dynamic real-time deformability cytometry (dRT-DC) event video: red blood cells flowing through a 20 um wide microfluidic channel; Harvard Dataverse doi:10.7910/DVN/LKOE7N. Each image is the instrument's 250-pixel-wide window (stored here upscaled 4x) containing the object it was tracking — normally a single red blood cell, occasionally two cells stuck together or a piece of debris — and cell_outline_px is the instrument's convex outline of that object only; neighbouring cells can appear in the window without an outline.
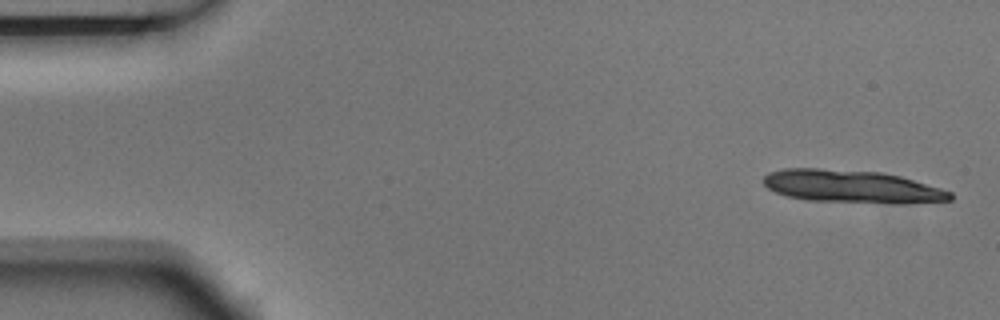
{"species": "Egyptian fruit bat (a non-hibernating species)", "species_latin": "Rousettus aegyptiacus", "temperature_condition": "room temperature", "stored_images_in_passage": 3, "camera_frame_rate_fps": 3000, "um_per_image_px": 0.085, "animal": {"sex": "male"}, "frame": {"image": 1, "passage_image": 1, "time_ms": 0.0, "image_size_px": [1000, 320], "cell_outline_px": [[952, 200], [904, 204], [896, 204], [808, 200], [788, 196], [776, 192], [768, 188], [764, 184], [764, 176], [768, 172], [784, 168], [820, 168], [880, 172], [900, 176], [940, 188], [952, 192]], "centroid_in_image_um": [72.42, 15.86], "position_along_channel_um": 12.6, "area_um2": 35.78}}